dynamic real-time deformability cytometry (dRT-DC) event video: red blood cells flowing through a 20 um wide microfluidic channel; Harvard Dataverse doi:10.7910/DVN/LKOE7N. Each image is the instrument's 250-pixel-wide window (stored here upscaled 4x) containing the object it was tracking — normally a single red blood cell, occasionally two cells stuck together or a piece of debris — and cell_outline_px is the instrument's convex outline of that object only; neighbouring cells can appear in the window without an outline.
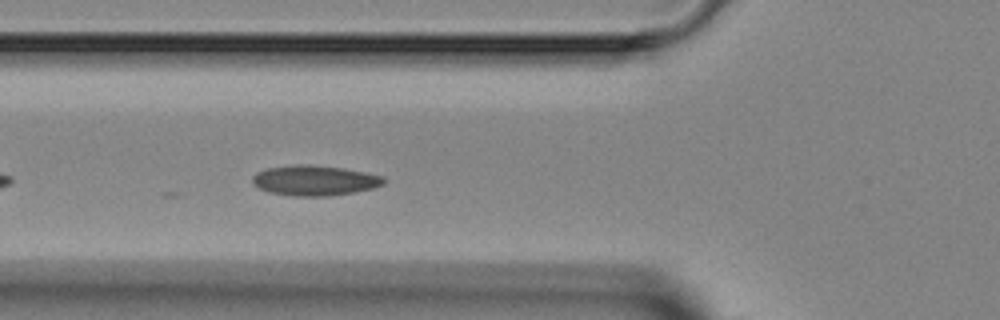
{"species": "Egyptian fruit bat (a non-hibernating species)", "species_latin": "Rousettus aegyptiacus", "temperature_condition": "room temperature", "stored_images_in_passage": 3, "camera_frame_rate_fps": 3000, "um_per_image_px": 0.085, "animal": {"sex": "female"}, "frame": {"image": 1, "passage_image": 3, "time_ms": 2.333, "image_size_px": [1000, 320], "cell_outline_px": [[388, 180], [384, 184], [372, 188], [352, 192], [328, 196], [292, 196], [268, 192], [252, 184], [252, 176], [256, 172], [264, 168], [292, 164], [308, 164], [344, 168], [384, 176]], "centroid_in_image_um": [26.71, 15.32], "position_along_channel_um": 99.1, "area_um2": 23.41}}